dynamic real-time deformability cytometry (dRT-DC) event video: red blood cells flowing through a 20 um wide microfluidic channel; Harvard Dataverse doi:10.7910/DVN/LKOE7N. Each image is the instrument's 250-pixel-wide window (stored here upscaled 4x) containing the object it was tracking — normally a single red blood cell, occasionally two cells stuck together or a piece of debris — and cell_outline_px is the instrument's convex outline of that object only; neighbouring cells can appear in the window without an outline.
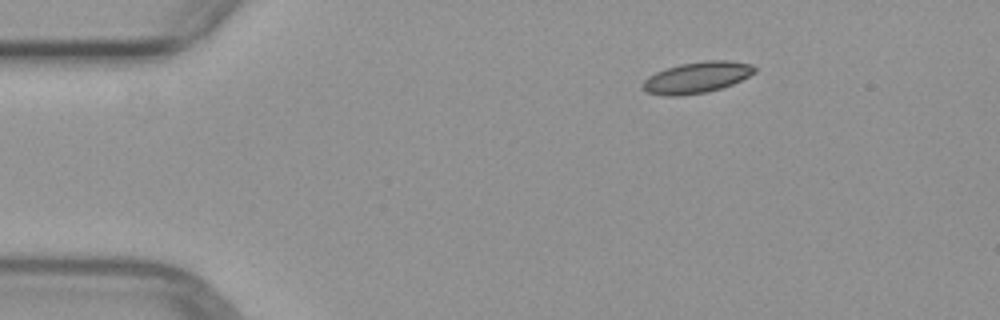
{"species": "common noctule bat (a hibernating species)", "species_latin": "Nyctalus noctula", "temperature_condition": "warm", "stored_images_in_passage": 4, "camera_frame_rate_fps": 3000, "um_per_image_px": 0.085, "animal": {"sex": "female", "body_mass_g": 29.2, "forearm_length_mm": 56.3}, "frame": {"image": 1, "passage_image": 1, "time_ms": 0.0, "image_size_px": [1000, 320], "cell_outline_px": [[756, 72], [732, 84], [708, 92], [680, 96], [668, 96], [648, 92], [640, 88], [640, 84], [648, 76], [664, 68], [680, 64], [704, 60], [728, 60], [752, 64], [756, 68]], "centroid_in_image_um": [59.2, 6.58], "position_along_channel_um": 25.8, "area_um2": 20.52}}
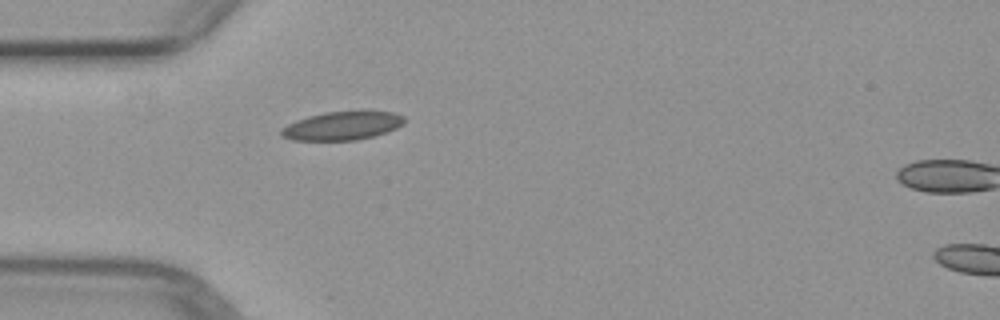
{"frame": {"image": 2, "passage_image": 3, "time_ms": 2.333, "image_size_px": [1000, 320], "cell_outline_px": [[404, 124], [396, 128], [372, 136], [356, 140], [292, 140], [280, 136], [280, 128], [296, 120], [308, 116], [324, 112], [360, 108], [368, 108], [392, 112], [404, 116]], "centroid_in_image_um": [29.11, 10.63], "position_along_channel_um": 55.9, "area_um2": 21.27}}